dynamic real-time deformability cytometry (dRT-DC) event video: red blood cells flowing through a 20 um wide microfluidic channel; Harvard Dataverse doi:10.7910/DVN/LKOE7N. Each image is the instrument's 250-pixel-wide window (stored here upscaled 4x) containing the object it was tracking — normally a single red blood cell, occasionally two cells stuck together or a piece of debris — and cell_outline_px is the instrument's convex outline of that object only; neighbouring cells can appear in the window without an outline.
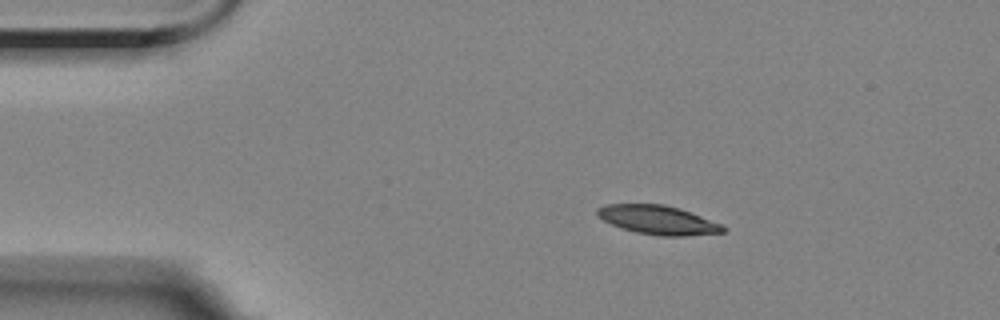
{"species": "Egyptian fruit bat (a non-hibernating species)", "species_latin": "Rousettus aegyptiacus", "temperature_condition": "room temperature", "stored_images_in_passage": 4, "camera_frame_rate_fps": 3000, "um_per_image_px": 0.085, "animal": {"sex": "female"}, "frame": {"image": 1, "passage_image": 1, "time_ms": 0.0, "image_size_px": [1000, 320], "cell_outline_px": [[728, 228], [724, 232], [684, 236], [660, 236], [636, 232], [612, 224], [604, 220], [596, 212], [596, 208], [608, 204], [664, 204], [680, 208], [720, 224]], "centroid_in_image_um": [55.94, 18.69], "position_along_channel_um": 29.1, "area_um2": 20.92}}
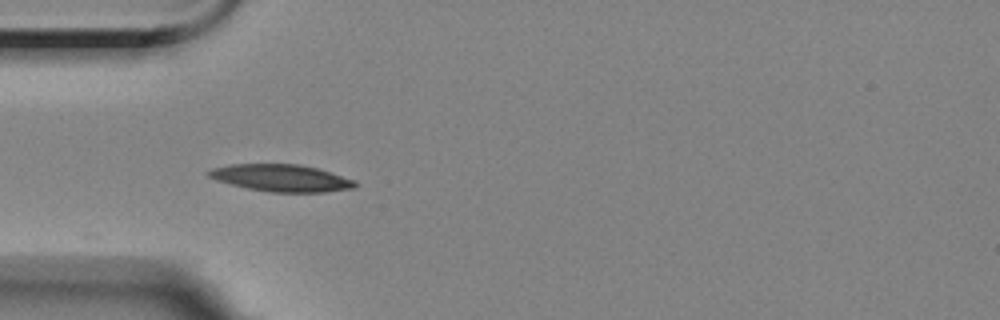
{"frame": {"image": 2, "passage_image": 3, "time_ms": 2.333, "image_size_px": [1000, 320], "cell_outline_px": [[360, 184], [356, 188], [324, 192], [272, 192], [248, 188], [216, 180], [208, 176], [204, 172], [212, 168], [232, 164], [300, 164], [316, 168], [356, 180]], "centroid_in_image_um": [23.94, 15.13], "position_along_channel_um": 61.1, "area_um2": 23.12}}
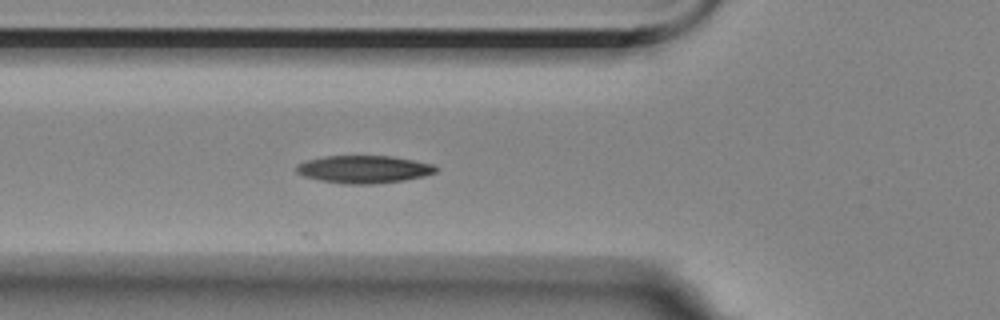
{"frame": {"image": 3, "passage_image": 4, "time_ms": 3.333, "image_size_px": [1000, 320], "cell_outline_px": [[440, 168], [436, 172], [424, 176], [404, 180], [372, 184], [344, 184], [320, 180], [304, 176], [296, 172], [296, 164], [308, 160], [324, 156], [392, 156], [432, 164]], "centroid_in_image_um": [30.93, 14.39], "position_along_channel_um": 94.9, "area_um2": 22.43}}